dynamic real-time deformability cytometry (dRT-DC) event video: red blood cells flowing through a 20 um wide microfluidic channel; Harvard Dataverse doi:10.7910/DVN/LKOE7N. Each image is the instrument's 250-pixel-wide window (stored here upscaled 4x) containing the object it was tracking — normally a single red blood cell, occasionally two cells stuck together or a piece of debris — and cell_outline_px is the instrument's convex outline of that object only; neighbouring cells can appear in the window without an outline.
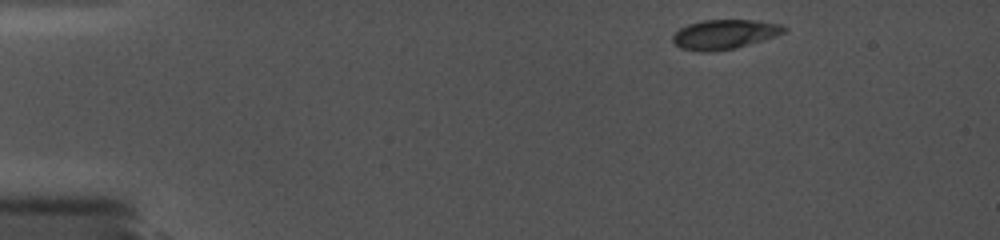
{"species": "common noctule bat (a hibernating species)", "species_latin": "Nyctalus noctula", "temperature_condition": "cold", "stored_images_in_passage": 38, "camera_frame_rate_fps": 5000, "um_per_image_px": 0.085, "animal": {"sex": "female", "body_mass_g": 19.0, "forearm_length_mm": 56.7}, "frame": {"image": 1, "passage_image": 1, "time_ms": 0.0, "image_size_px": [1000, 240], "cell_outline_px": [[788, 32], [764, 40], [736, 48], [712, 52], [700, 52], [680, 48], [672, 40], [672, 36], [680, 28], [688, 24], [704, 20], [760, 20], [784, 24], [788, 28]], "centroid_in_image_um": [61.65, 2.91], "position_along_channel_um": 23.3, "area_um2": 19.54}}
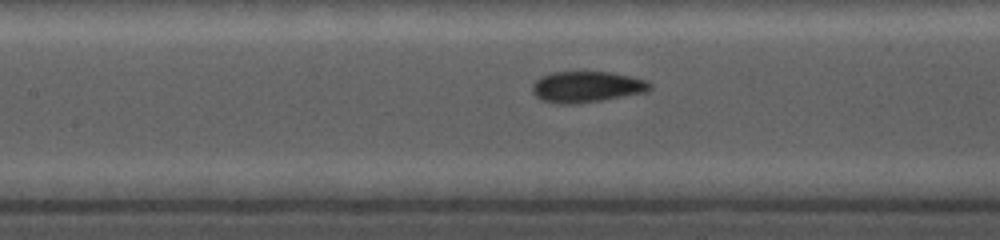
{"frame": {"image": 2, "passage_image": 25, "time_ms": 6.0, "image_size_px": [1000, 240], "cell_outline_px": [[652, 88], [644, 92], [600, 100], [576, 104], [556, 104], [540, 100], [532, 92], [532, 84], [540, 76], [552, 72], [612, 72], [648, 80], [652, 84]], "centroid_in_image_um": [49.83, 7.38], "position_along_channel_um": 157.6, "area_um2": 21.39}}
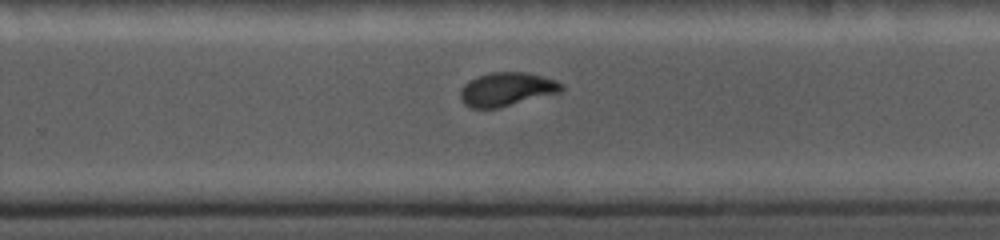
{"frame": {"image": 3, "passage_image": 38, "time_ms": 9.4, "image_size_px": [1000, 240], "cell_outline_px": [[564, 92], [500, 108], [472, 108], [464, 104], [460, 100], [460, 92], [464, 84], [468, 80], [476, 76], [492, 72], [528, 72], [556, 80], [564, 84]], "centroid_in_image_um": [43.11, 7.59], "position_along_channel_um": 286.7, "area_um2": 20.35}}